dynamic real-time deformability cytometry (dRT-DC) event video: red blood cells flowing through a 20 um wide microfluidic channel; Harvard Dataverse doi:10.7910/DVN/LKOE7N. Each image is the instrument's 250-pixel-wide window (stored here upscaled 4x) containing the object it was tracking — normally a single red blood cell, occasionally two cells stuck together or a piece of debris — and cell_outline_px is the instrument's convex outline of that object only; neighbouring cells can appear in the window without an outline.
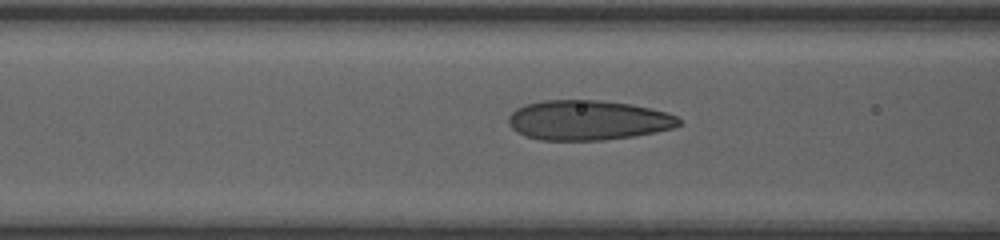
{"species": "human", "species_latin": "Homo sapiens", "temperature_condition": "room temperature", "stored_images_in_passage": 12, "camera_frame_rate_fps": 3000, "um_per_image_px": 0.085, "donor": {"sex": "female"}, "frame": {"image": 1, "passage_image": 10, "time_ms": 4.0, "image_size_px": [1000, 240], "cell_outline_px": [[684, 124], [672, 128], [656, 132], [632, 136], [604, 140], [540, 140], [524, 136], [516, 132], [508, 124], [508, 116], [516, 108], [524, 104], [544, 100], [600, 100], [632, 104], [668, 112], [676, 116]], "centroid_in_image_um": [49.97, 10.21], "position_along_channel_um": 116.6, "area_um2": 39.94}}